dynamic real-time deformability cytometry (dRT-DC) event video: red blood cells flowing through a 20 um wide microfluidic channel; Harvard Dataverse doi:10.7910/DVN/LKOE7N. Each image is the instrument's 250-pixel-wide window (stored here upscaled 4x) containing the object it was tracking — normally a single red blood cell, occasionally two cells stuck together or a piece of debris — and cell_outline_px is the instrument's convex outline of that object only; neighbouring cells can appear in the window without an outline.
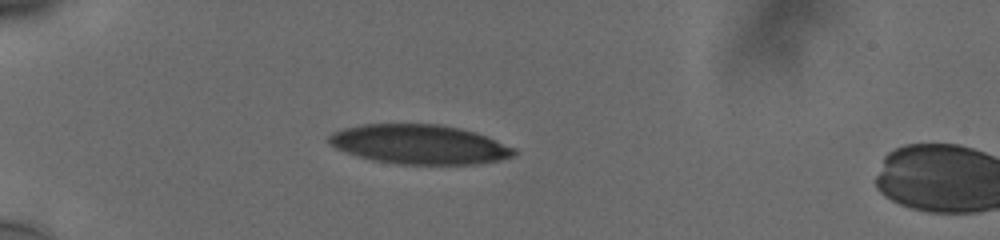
{"species": "human", "species_latin": "Homo sapiens", "temperature_condition": "cold", "stored_images_in_passage": 3, "camera_frame_rate_fps": 3000, "um_per_image_px": 0.085, "donor": {"sex": "male"}, "frame": {"image": 1, "passage_image": 1, "time_ms": 0.0, "image_size_px": [1000, 240], "cell_outline_px": [[516, 152], [512, 156], [500, 160], [476, 164], [396, 164], [372, 160], [336, 148], [328, 140], [328, 136], [332, 132], [344, 128], [360, 124], [440, 124], [460, 128], [476, 132], [516, 148]], "centroid_in_image_um": [35.67, 12.26], "position_along_channel_um": 49.3, "area_um2": 42.43}}